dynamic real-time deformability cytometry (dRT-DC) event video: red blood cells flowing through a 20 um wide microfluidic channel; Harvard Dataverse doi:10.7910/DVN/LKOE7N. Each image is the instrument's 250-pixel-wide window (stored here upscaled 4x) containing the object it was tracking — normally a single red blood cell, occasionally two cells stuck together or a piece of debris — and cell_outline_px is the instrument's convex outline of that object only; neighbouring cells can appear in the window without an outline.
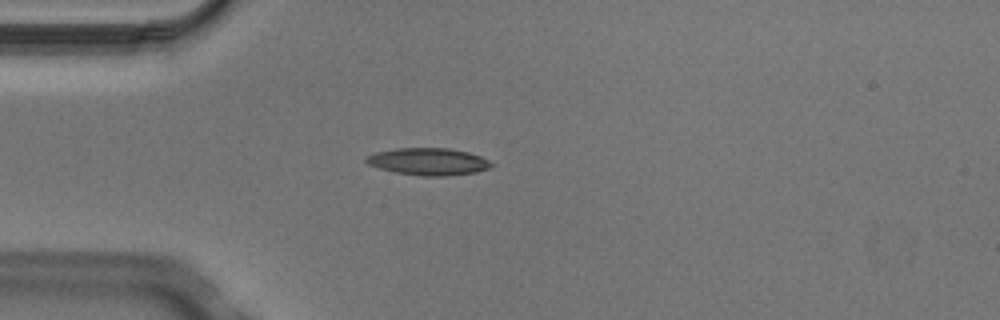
{"species": "Egyptian fruit bat (a non-hibernating species)", "species_latin": "Rousettus aegyptiacus", "temperature_condition": "cold", "stored_images_in_passage": 4, "camera_frame_rate_fps": 3000, "um_per_image_px": 0.085, "animal": {"sex": "male"}, "frame": {"image": 1, "passage_image": 3, "time_ms": 0.667, "image_size_px": [1000, 320], "cell_outline_px": [[496, 164], [488, 168], [476, 172], [448, 176], [424, 176], [396, 172], [380, 168], [368, 164], [364, 160], [364, 156], [376, 152], [396, 148], [448, 148], [468, 152], [480, 156]], "centroid_in_image_um": [36.41, 13.73], "position_along_channel_um": 48.6, "area_um2": 19.83}}